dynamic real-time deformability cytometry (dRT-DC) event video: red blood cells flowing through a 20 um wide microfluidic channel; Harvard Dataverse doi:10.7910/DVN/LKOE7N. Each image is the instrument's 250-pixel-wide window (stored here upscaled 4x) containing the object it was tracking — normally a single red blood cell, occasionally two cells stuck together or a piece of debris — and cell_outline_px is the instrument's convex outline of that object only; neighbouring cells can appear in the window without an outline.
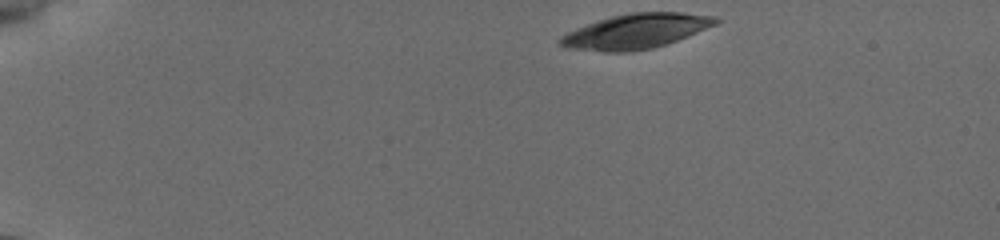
{"species": "common noctule bat (a hibernating species)", "species_latin": "Nyctalus noctula", "temperature_condition": "cold", "stored_images_in_passage": 37, "camera_frame_rate_fps": 3000, "um_per_image_px": 0.085, "animal": {"sex": "female", "body_mass_g": 19.5, "forearm_length_mm": 54.1}, "frame": {"image": 1, "passage_image": 1, "time_ms": 0.0, "image_size_px": [1000, 240], "cell_outline_px": [[720, 20], [716, 24], [668, 44], [652, 48], [628, 52], [604, 52], [568, 48], [556, 44], [556, 40], [560, 36], [576, 28], [612, 16], [628, 12], [684, 12], [716, 16]], "centroid_in_image_um": [54.03, 2.66], "position_along_channel_um": 31.0, "area_um2": 31.67}}
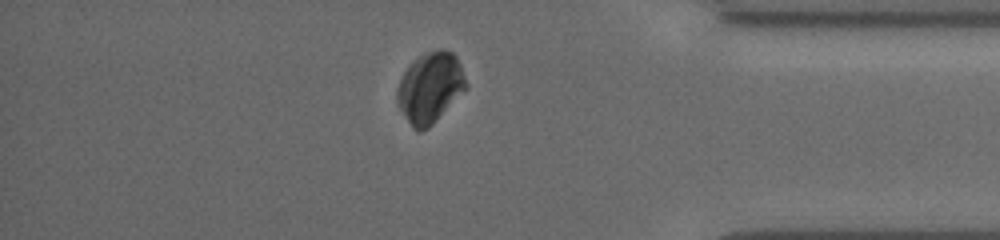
{"frame": {"image": 2, "passage_image": 32, "time_ms": 12.667, "image_size_px": [1000, 240], "cell_outline_px": [[468, 88], [428, 128], [420, 132], [412, 128], [396, 104], [396, 92], [400, 80], [408, 64], [412, 60], [424, 52], [440, 48], [452, 52], [456, 56], [460, 64], [468, 84]], "centroid_in_image_um": [36.55, 7.43], "position_along_channel_um": 398.7, "area_um2": 28.67}}
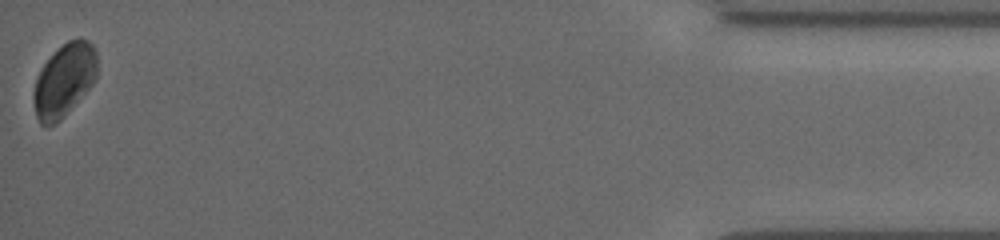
{"frame": {"image": 3, "passage_image": 37, "time_ms": 15.0, "image_size_px": [1000, 240], "cell_outline_px": [[96, 80], [60, 120], [48, 128], [40, 124], [36, 116], [32, 100], [32, 92], [36, 76], [44, 64], [68, 40], [88, 40], [92, 44], [96, 52]], "centroid_in_image_um": [5.42, 6.87], "position_along_channel_um": 429.8, "area_um2": 26.76}}